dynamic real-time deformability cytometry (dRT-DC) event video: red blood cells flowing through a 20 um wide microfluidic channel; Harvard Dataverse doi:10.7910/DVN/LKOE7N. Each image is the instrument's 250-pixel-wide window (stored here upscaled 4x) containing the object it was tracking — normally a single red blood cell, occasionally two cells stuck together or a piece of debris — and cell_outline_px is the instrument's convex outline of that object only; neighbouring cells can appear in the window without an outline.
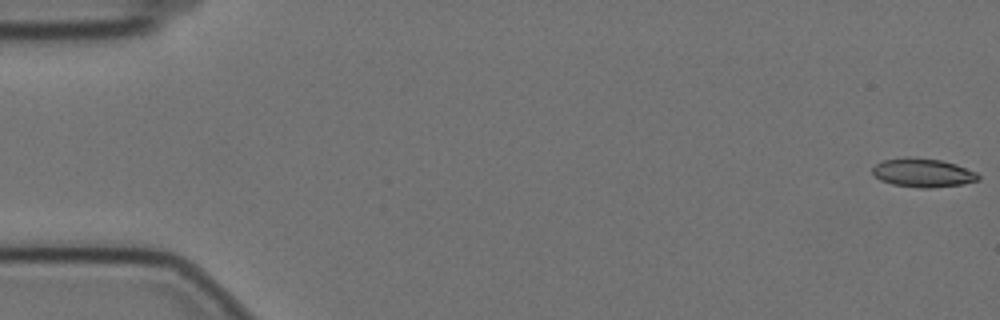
{"species": "Egyptian fruit bat (a non-hibernating species)", "species_latin": "Rousettus aegyptiacus", "temperature_condition": "cold", "stored_images_in_passage": 19, "camera_frame_rate_fps": 3000, "um_per_image_px": 0.085, "animal": {"sex": "female"}, "frame": {"image": 1, "passage_image": 1, "time_ms": 0.0, "image_size_px": [1000, 320], "cell_outline_px": [[980, 180], [960, 184], [932, 188], [920, 188], [892, 184], [880, 180], [872, 172], [872, 168], [876, 164], [884, 160], [904, 156], [908, 156], [940, 160], [956, 164], [976, 172], [980, 176]], "centroid_in_image_um": [78.44, 14.68], "position_along_channel_um": 6.6, "area_um2": 17.74}}
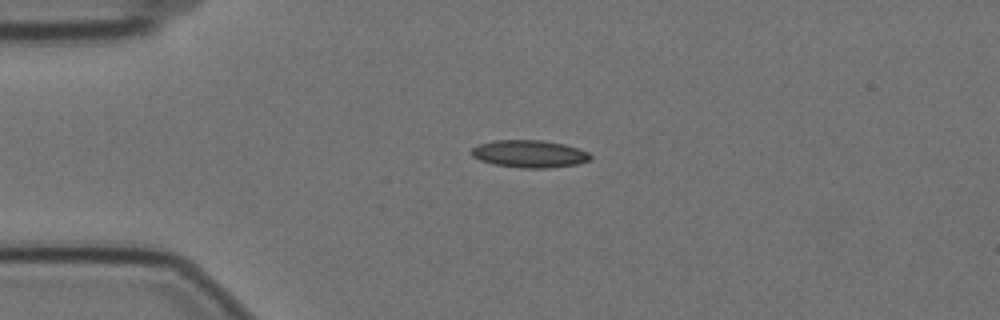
{"frame": {"image": 2, "passage_image": 14, "time_ms": 4.333, "image_size_px": [1000, 320], "cell_outline_px": [[592, 160], [576, 164], [548, 168], [520, 168], [492, 164], [480, 160], [472, 156], [468, 152], [472, 148], [480, 144], [496, 140], [544, 140], [564, 144], [580, 148], [588, 152], [592, 156]], "centroid_in_image_um": [45.01, 13.08], "position_along_channel_um": 40.0, "area_um2": 19.25}}
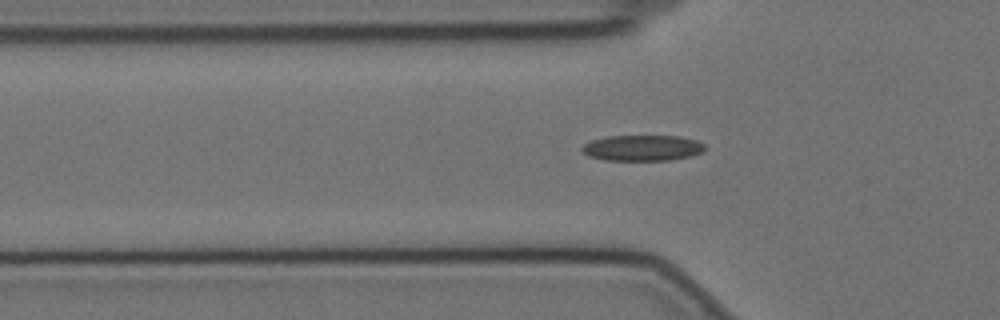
{"frame": {"image": 3, "passage_image": 19, "time_ms": 6.0, "image_size_px": [1000, 320], "cell_outline_px": [[708, 148], [704, 152], [692, 156], [668, 160], [604, 160], [588, 156], [580, 148], [584, 144], [592, 140], [608, 136], [680, 136], [696, 140], [704, 144]], "centroid_in_image_um": [54.65, 12.57], "position_along_channel_um": 71.2, "area_um2": 18.61}}